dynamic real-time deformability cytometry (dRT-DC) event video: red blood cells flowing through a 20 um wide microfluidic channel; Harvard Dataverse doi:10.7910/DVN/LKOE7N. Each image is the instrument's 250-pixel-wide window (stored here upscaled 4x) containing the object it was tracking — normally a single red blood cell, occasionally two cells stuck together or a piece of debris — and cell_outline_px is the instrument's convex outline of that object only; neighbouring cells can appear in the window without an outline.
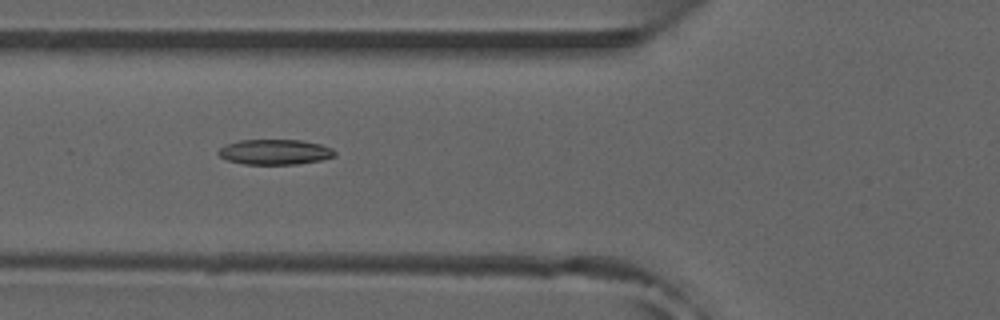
{"species": "common noctule bat (a hibernating species)", "species_latin": "Nyctalus noctula", "temperature_condition": "room temperature", "stored_images_in_passage": 38, "camera_frame_rate_fps": 3000, "um_per_image_px": 0.085, "animal": {"sex": "male", "forearm_length_mm": 52.5}, "frame": {"image": 1, "passage_image": 6, "time_ms": 1.667, "image_size_px": [1000, 320], "cell_outline_px": [[336, 156], [320, 160], [296, 164], [244, 164], [228, 160], [220, 156], [216, 152], [224, 144], [240, 140], [300, 140], [320, 144], [332, 148], [336, 152]], "centroid_in_image_um": [23.35, 12.91], "position_along_channel_um": 102.4, "area_um2": 17.11}, "authors_computed_cell_mechanics": {"area_um2": 16.6175, "velocity_mm_per_s": 3.9665, "shape_relaxation_time_tau1_ms": 8.3002, "shape_relaxation_time_tau2_ms": null, "deformation_change_tau1": 0.1788, "deformation_change_tau2": null}}